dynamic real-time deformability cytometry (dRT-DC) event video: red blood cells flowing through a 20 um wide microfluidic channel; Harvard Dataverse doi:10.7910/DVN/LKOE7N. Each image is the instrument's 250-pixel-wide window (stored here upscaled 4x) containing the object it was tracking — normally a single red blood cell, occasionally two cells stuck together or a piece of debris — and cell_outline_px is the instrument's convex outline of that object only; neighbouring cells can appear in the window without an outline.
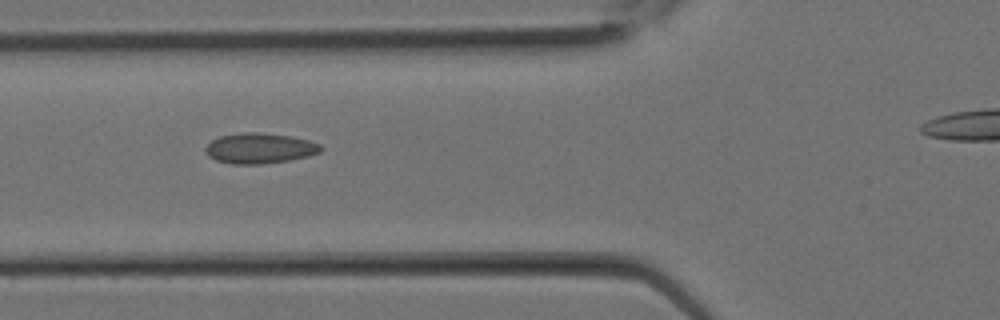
{"species": "Egyptian fruit bat (a non-hibernating species)", "species_latin": "Rousettus aegyptiacus", "temperature_condition": "room temperature", "stored_images_in_passage": 6, "camera_frame_rate_fps": 3000, "um_per_image_px": 0.085, "animal": {"sex": "female"}, "frame": {"image": 1, "passage_image": 3, "time_ms": 0.667, "image_size_px": [1000, 320], "cell_outline_px": [[324, 148], [320, 152], [308, 156], [288, 160], [260, 164], [232, 164], [216, 160], [208, 156], [204, 148], [212, 140], [220, 136], [244, 132], [256, 132], [292, 136], [308, 140], [320, 144]], "centroid_in_image_um": [22.07, 12.6], "position_along_channel_um": 103.7, "area_um2": 20.4}}
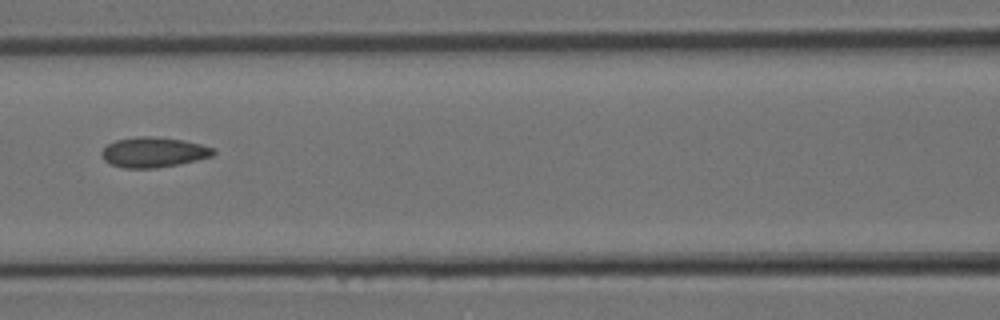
{"frame": {"image": 2, "passage_image": 5, "time_ms": 1.333, "image_size_px": [1000, 320], "cell_outline_px": [[216, 152], [212, 156], [180, 164], [156, 168], [124, 168], [112, 164], [104, 160], [100, 152], [108, 144], [116, 140], [136, 136], [152, 136], [184, 140], [216, 148]], "centroid_in_image_um": [13.07, 12.93], "position_along_channel_um": 153.5, "area_um2": 19.71}}